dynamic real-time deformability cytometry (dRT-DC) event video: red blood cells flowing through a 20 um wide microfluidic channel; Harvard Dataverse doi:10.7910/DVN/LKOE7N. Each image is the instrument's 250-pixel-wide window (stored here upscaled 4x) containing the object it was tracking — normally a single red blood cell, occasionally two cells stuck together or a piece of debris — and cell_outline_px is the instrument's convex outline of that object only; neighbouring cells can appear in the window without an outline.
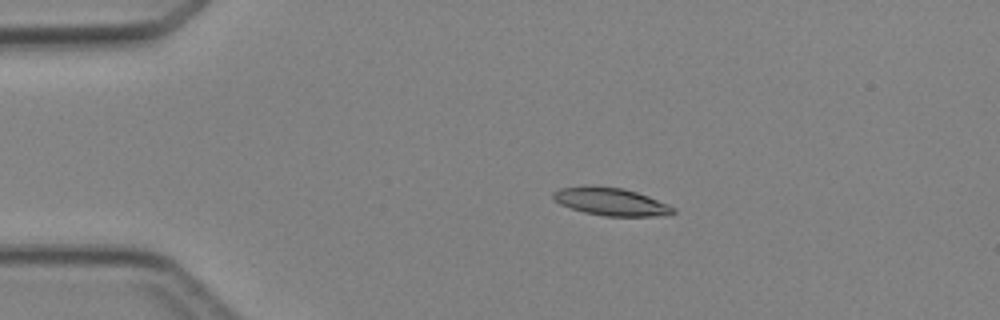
{"species": "Egyptian fruit bat (a non-hibernating species)", "species_latin": "Rousettus aegyptiacus", "temperature_condition": "cold", "stored_images_in_passage": 5, "camera_frame_rate_fps": 3000, "um_per_image_px": 0.085, "animal": {"sex": "female"}, "frame": {"image": 1, "passage_image": 3, "time_ms": 2.667, "image_size_px": [1000, 320], "cell_outline_px": [[676, 212], [668, 216], [604, 216], [584, 212], [560, 204], [552, 200], [552, 192], [560, 188], [624, 188], [648, 196], [668, 204], [676, 208]], "centroid_in_image_um": [52.0, 17.19], "position_along_channel_um": 33.0, "area_um2": 18.9}}
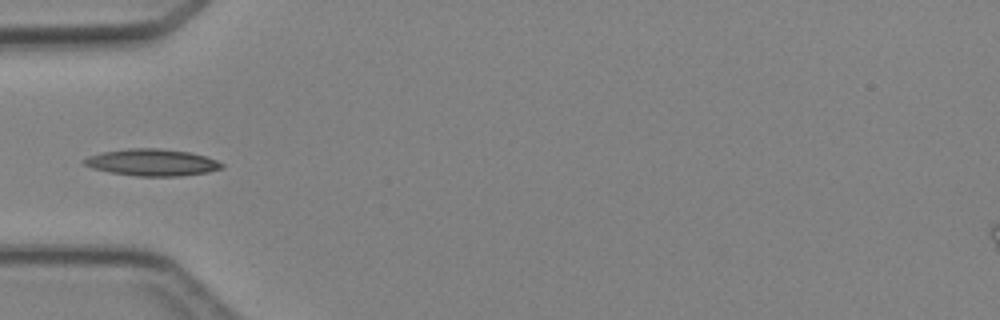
{"frame": {"image": 2, "passage_image": 4, "time_ms": 4.667, "image_size_px": [1000, 320], "cell_outline_px": [[224, 168], [208, 172], [180, 176], [136, 176], [112, 172], [92, 168], [84, 164], [84, 160], [88, 156], [104, 152], [128, 148], [160, 148], [192, 152], [216, 160], [224, 164]], "centroid_in_image_um": [12.98, 13.8], "position_along_channel_um": 72.0, "area_um2": 21.44}}
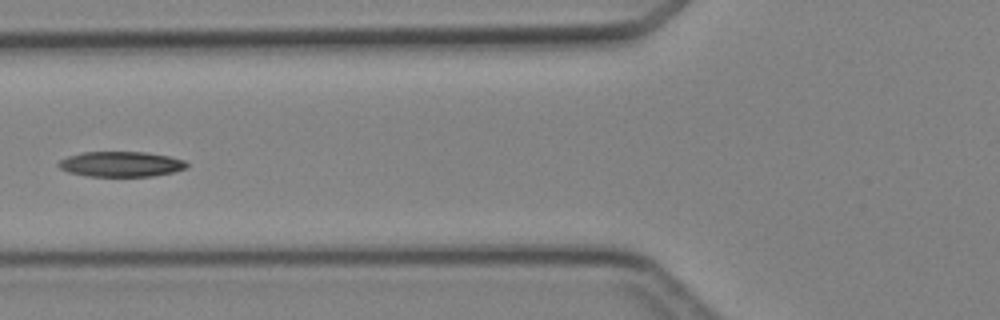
{"frame": {"image": 3, "passage_image": 5, "time_ms": 5.667, "image_size_px": [1000, 320], "cell_outline_px": [[188, 168], [172, 172], [152, 176], [88, 176], [68, 172], [60, 168], [56, 164], [60, 160], [68, 156], [80, 152], [148, 152], [168, 156], [184, 160], [188, 164]], "centroid_in_image_um": [10.27, 13.94], "position_along_channel_um": 115.5, "area_um2": 18.9}}